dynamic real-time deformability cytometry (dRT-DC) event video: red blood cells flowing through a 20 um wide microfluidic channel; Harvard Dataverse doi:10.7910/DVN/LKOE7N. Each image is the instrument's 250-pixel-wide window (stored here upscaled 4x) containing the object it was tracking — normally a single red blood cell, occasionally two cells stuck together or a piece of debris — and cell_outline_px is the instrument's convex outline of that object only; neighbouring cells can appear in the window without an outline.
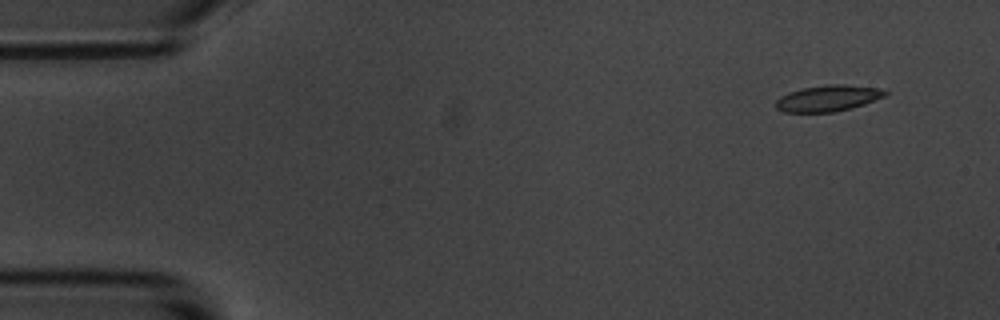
{"species": "common noctule bat (a hibernating species)", "species_latin": "Nyctalus noctula", "temperature_condition": "room temperature", "stored_images_in_passage": 6, "camera_frame_rate_fps": 3000, "um_per_image_px": 0.085, "animal": {"sex": "male", "body_mass_g": 20.1, "forearm_length_mm": 53.5}, "frame": {"image": 1, "passage_image": 2, "time_ms": 1.333, "image_size_px": [1000, 320], "cell_outline_px": [[888, 92], [884, 96], [864, 104], [832, 112], [784, 112], [776, 108], [776, 100], [780, 96], [788, 92], [804, 88], [832, 84], [844, 84], [876, 88]], "centroid_in_image_um": [70.33, 8.35], "position_along_channel_um": 14.7, "area_um2": 16.3}}
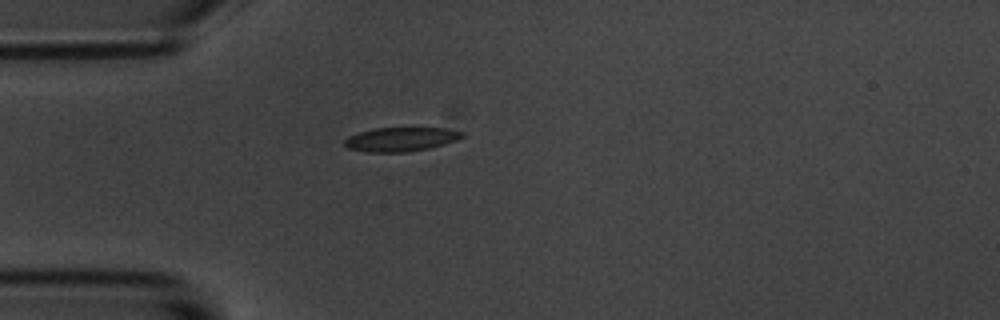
{"frame": {"image": 2, "passage_image": 5, "time_ms": 5.0, "image_size_px": [1000, 320], "cell_outline_px": [[464, 136], [456, 140], [444, 144], [428, 148], [404, 152], [368, 152], [348, 148], [344, 144], [344, 140], [348, 136], [360, 132], [376, 128], [444, 128], [464, 132]], "centroid_in_image_um": [34.06, 11.84], "position_along_channel_um": 50.9, "area_um2": 16.3}}